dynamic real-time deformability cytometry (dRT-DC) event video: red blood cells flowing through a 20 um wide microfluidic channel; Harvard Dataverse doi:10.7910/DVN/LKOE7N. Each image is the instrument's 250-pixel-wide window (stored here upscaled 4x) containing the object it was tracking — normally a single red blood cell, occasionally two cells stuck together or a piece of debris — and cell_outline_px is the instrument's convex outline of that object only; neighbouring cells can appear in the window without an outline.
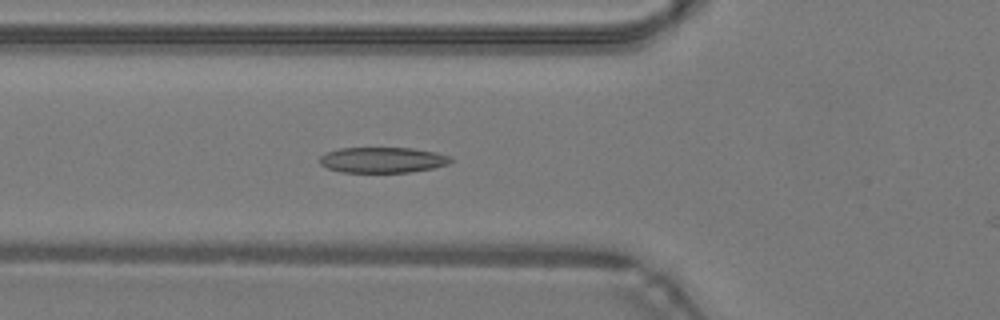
{"species": "common noctule bat (a hibernating species)", "species_latin": "Nyctalus noctula", "temperature_condition": "warm", "stored_images_in_passage": 39, "camera_frame_rate_fps": 3000, "um_per_image_px": 0.085, "animal": {"sex": "male", "body_mass_g": 19.2, "forearm_length_mm": 51.8}, "frame": {"image": 1, "passage_image": 14, "time_ms": 4.333, "image_size_px": [1000, 320], "cell_outline_px": [[452, 160], [448, 164], [432, 168], [408, 172], [340, 172], [328, 168], [320, 164], [320, 156], [324, 152], [340, 148], [412, 148], [436, 152], [452, 156]], "centroid_in_image_um": [32.51, 13.59], "position_along_channel_um": 93.3, "area_um2": 19.59}}
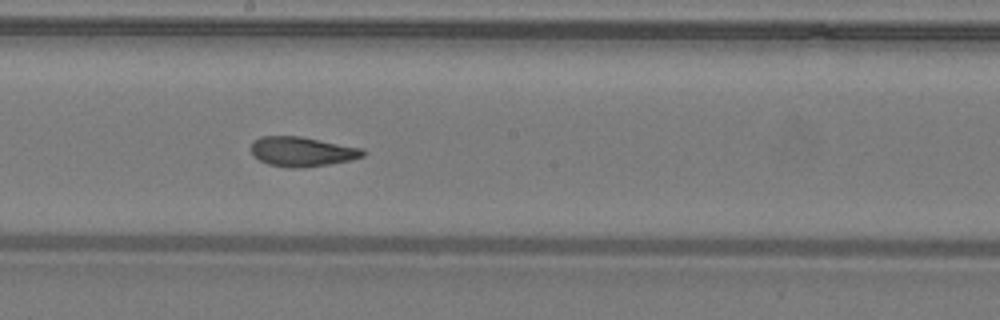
{"frame": {"image": 2, "passage_image": 23, "time_ms": 7.333, "image_size_px": [1000, 320], "cell_outline_px": [[364, 156], [352, 160], [328, 164], [300, 168], [292, 168], [268, 164], [260, 160], [252, 152], [252, 140], [260, 136], [300, 136], [364, 148]], "centroid_in_image_um": [25.7, 12.88], "position_along_channel_um": 222.5, "area_um2": 19.31}}
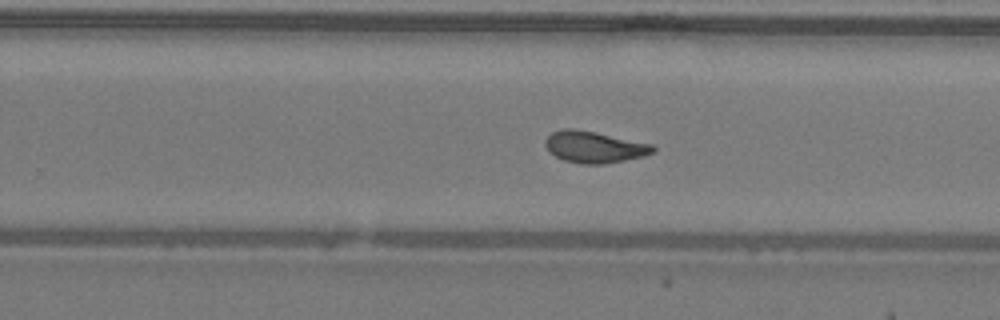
{"frame": {"image": 3, "passage_image": 27, "time_ms": 8.667, "image_size_px": [1000, 320], "cell_outline_px": [[656, 152], [644, 156], [604, 164], [580, 164], [564, 160], [548, 152], [544, 144], [544, 140], [552, 132], [564, 128], [572, 128], [596, 132], [652, 144], [656, 148]], "centroid_in_image_um": [50.5, 12.49], "position_along_channel_um": 279.3, "area_um2": 19.94}, "authors_computed_cell_mechanics": {"area_um2": 19.5942, "velocity_mm_per_s": 4.283, "shape_relaxation_time_tau1_ms": 10.0808, "shape_relaxation_time_tau2_ms": 1.6808, "deformation_change_tau1": 0.2587, "deformation_change_tau2": 0.081}}